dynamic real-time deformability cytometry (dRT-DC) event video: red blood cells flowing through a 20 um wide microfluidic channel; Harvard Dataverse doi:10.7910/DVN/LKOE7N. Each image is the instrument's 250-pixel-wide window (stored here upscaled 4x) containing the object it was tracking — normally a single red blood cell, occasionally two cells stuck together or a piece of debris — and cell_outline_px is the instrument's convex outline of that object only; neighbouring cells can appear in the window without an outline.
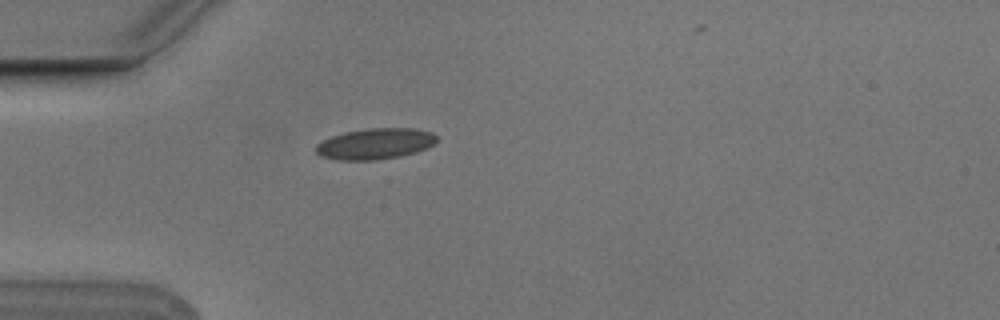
{"species": "Egyptian fruit bat (a non-hibernating species)", "species_latin": "Rousettus aegyptiacus", "temperature_condition": "cold", "stored_images_in_passage": 1, "camera_frame_rate_fps": 3000, "um_per_image_px": 0.085, "animal": {"sex": "male"}, "frame": {"image": 1, "passage_image": 1, "time_ms": 0.0, "image_size_px": [1000, 320], "cell_outline_px": [[436, 144], [428, 148], [416, 152], [400, 156], [376, 160], [336, 160], [320, 156], [316, 152], [316, 144], [332, 136], [348, 132], [372, 128], [412, 128], [432, 132], [436, 136]], "centroid_in_image_um": [31.92, 12.23], "position_along_channel_um": 53.1, "area_um2": 21.73}}